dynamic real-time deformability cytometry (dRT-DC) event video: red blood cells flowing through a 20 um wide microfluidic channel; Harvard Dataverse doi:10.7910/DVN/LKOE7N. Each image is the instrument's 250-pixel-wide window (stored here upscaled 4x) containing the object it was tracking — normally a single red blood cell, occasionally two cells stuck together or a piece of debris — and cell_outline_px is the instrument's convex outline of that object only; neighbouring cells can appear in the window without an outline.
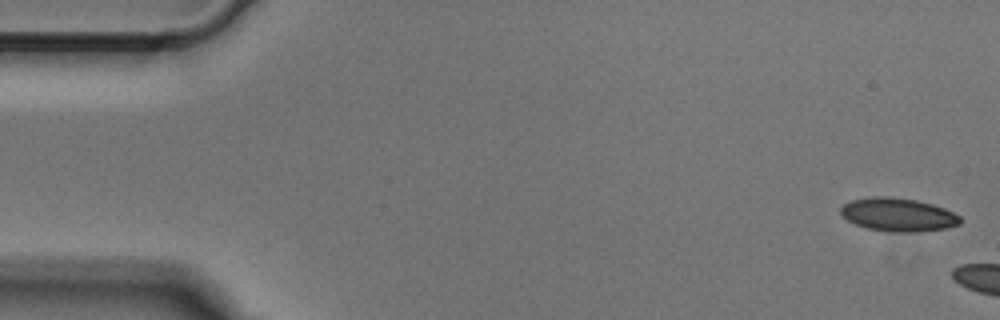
{"species": "Egyptian fruit bat (a non-hibernating species)", "species_latin": "Rousettus aegyptiacus", "temperature_condition": "cold", "stored_images_in_passage": 5, "camera_frame_rate_fps": 3000, "um_per_image_px": 0.085, "animal": {"sex": "male"}, "frame": {"image": 1, "passage_image": 1, "time_ms": 0.0, "image_size_px": [1000, 320], "cell_outline_px": [[960, 224], [944, 228], [912, 232], [896, 232], [868, 228], [856, 224], [848, 220], [840, 212], [840, 208], [844, 204], [852, 200], [872, 196], [892, 196], [916, 200], [932, 204], [944, 208], [960, 216]], "centroid_in_image_um": [76.33, 18.23], "position_along_channel_um": 8.7, "area_um2": 22.95}}